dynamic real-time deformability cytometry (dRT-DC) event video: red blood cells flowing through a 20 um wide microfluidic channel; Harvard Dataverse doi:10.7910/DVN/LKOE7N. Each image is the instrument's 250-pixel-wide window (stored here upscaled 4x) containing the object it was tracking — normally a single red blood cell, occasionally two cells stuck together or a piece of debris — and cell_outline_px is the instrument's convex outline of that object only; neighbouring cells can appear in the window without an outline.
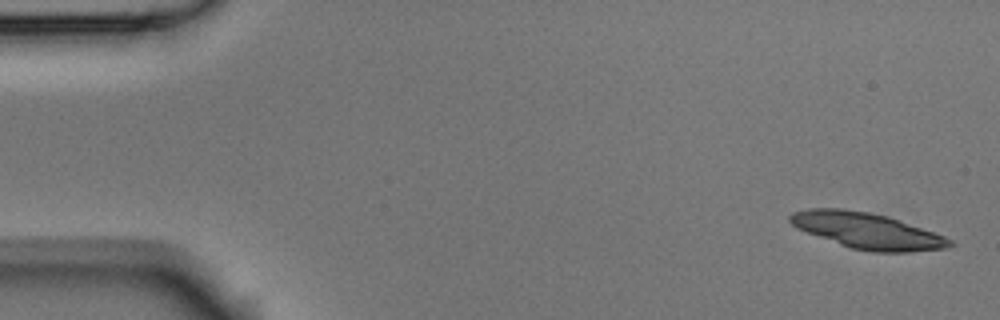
{"species": "Egyptian fruit bat (a non-hibernating species)", "species_latin": "Rousettus aegyptiacus", "temperature_condition": "room temperature", "stored_images_in_passage": 10, "camera_frame_rate_fps": 3000, "um_per_image_px": 0.085, "animal": {"sex": "male"}, "frame": {"image": 1, "passage_image": 1, "time_ms": 0.0, "image_size_px": [1000, 320], "cell_outline_px": [[956, 244], [944, 248], [912, 252], [872, 252], [848, 248], [796, 228], [788, 220], [788, 216], [792, 212], [808, 208], [840, 208], [868, 212], [888, 216], [944, 236], [952, 240]], "centroid_in_image_um": [73.67, 19.62], "position_along_channel_um": 11.3, "area_um2": 33.52}}
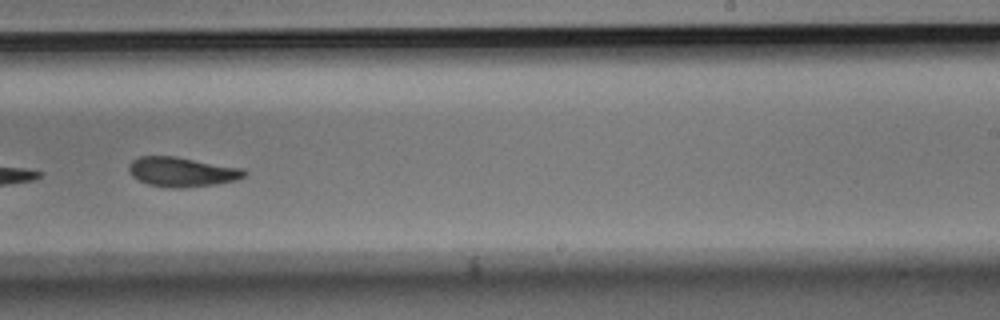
{"frame": {"image": 2, "passage_image": 9, "time_ms": 2.667, "image_size_px": [1000, 320], "cell_outline_px": [[248, 172], [244, 176], [236, 180], [216, 184], [184, 188], [172, 188], [148, 184], [132, 176], [128, 168], [128, 164], [132, 160], [140, 156], [176, 156], [244, 168]], "centroid_in_image_um": [15.48, 14.6], "position_along_channel_um": 273.5, "area_um2": 20.06}}
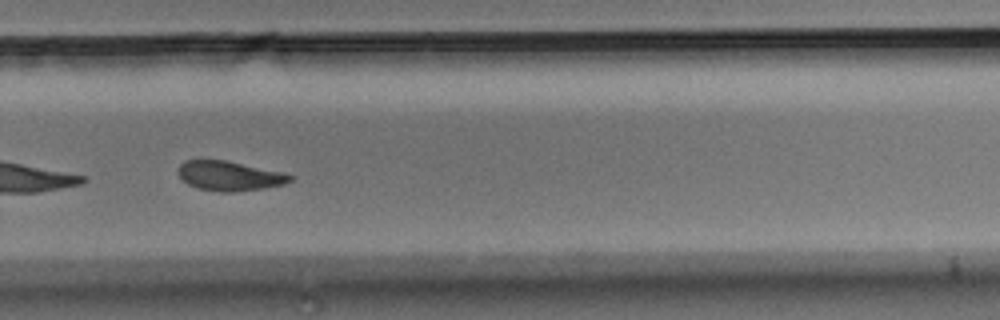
{"frame": {"image": 3, "passage_image": 10, "time_ms": 3.0, "image_size_px": [1000, 320], "cell_outline_px": [[292, 180], [284, 184], [264, 188], [240, 192], [220, 192], [196, 188], [188, 184], [180, 176], [180, 164], [184, 160], [224, 160], [280, 172], [292, 176]], "centroid_in_image_um": [19.49, 14.97], "position_along_channel_um": 310.3, "area_um2": 19.02}}